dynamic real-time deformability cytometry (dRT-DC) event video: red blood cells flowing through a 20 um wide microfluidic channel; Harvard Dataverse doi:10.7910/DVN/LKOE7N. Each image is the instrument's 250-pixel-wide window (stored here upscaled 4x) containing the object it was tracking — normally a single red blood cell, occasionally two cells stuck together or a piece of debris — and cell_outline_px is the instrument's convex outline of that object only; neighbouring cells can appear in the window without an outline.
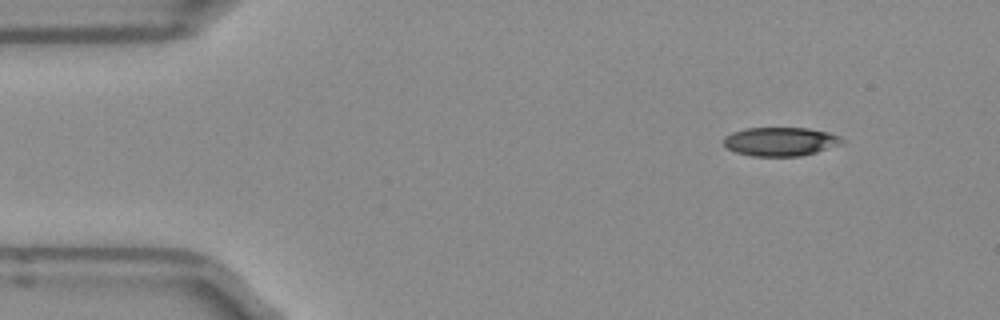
{"species": "Egyptian fruit bat (a non-hibernating species)", "species_latin": "Rousettus aegyptiacus", "temperature_condition": "room temperature", "stored_images_in_passage": 3, "camera_frame_rate_fps": 3000, "um_per_image_px": 0.085, "frame": {"image": 1, "passage_image": 1, "time_ms": 0.0, "image_size_px": [1000, 320], "cell_outline_px": [[844, 140], [840, 144], [816, 152], [800, 156], [752, 156], [736, 152], [728, 148], [724, 144], [724, 136], [732, 132], [744, 128], [808, 128], [828, 132], [840, 136]], "centroid_in_image_um": [66.32, 12.02], "position_along_channel_um": 18.7, "area_um2": 19.77}}